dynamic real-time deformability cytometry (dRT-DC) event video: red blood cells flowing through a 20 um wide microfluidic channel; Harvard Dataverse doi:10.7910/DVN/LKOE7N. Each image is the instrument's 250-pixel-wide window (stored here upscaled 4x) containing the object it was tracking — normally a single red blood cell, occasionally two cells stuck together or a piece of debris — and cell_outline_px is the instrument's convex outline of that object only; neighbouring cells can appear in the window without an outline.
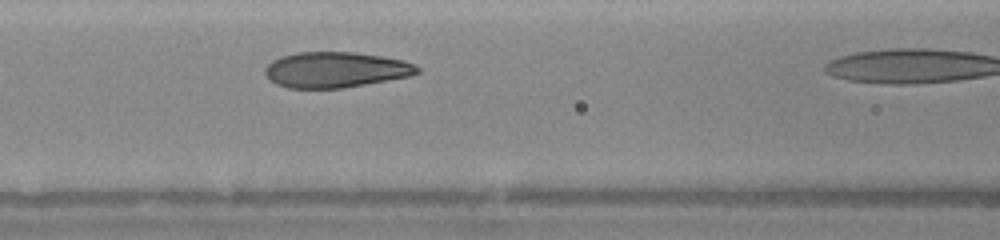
{"species": "human", "species_latin": "Homo sapiens", "temperature_condition": "warm", "stored_images_in_passage": 6, "camera_frame_rate_fps": 3000, "um_per_image_px": 0.085, "donor": {"sex": "female"}, "frame": {"image": 1, "passage_image": 5, "time_ms": 2.333, "image_size_px": [1000, 240], "cell_outline_px": [[420, 72], [408, 76], [388, 80], [340, 88], [288, 88], [276, 84], [264, 72], [264, 68], [272, 60], [280, 56], [296, 52], [356, 52], [404, 60], [416, 64], [420, 68]], "centroid_in_image_um": [28.52, 5.92], "position_along_channel_um": 138.1, "area_um2": 31.56}}